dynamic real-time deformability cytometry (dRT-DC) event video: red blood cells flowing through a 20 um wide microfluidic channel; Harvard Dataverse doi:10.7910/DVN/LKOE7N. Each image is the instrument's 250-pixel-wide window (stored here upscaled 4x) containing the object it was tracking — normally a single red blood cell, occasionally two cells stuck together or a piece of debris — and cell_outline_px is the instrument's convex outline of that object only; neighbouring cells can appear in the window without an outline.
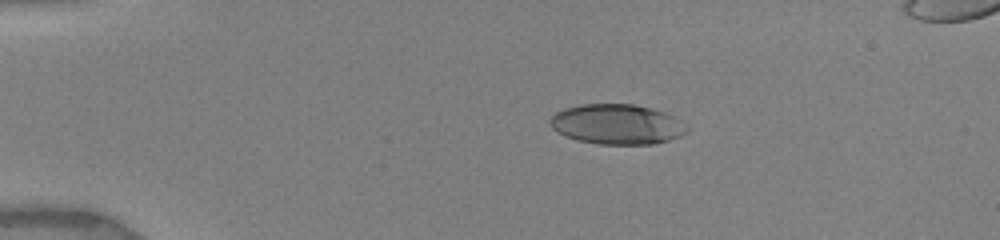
{"species": "human", "species_latin": "Homo sapiens", "temperature_condition": "warm", "stored_images_in_passage": 20, "camera_frame_rate_fps": 3000, "um_per_image_px": 0.085, "donor": {"sex": "female"}, "frame": {"image": 1, "passage_image": 4, "time_ms": 3.333, "image_size_px": [1000, 240], "cell_outline_px": [[688, 132], [680, 136], [668, 140], [652, 144], [596, 144], [576, 140], [564, 136], [556, 132], [548, 124], [548, 120], [556, 112], [564, 108], [580, 104], [632, 104], [664, 112], [676, 116], [688, 128]], "centroid_in_image_um": [52.4, 10.57], "position_along_channel_um": 32.6, "area_um2": 32.19}}
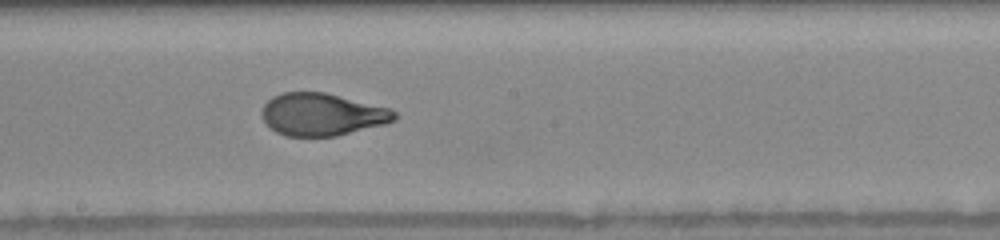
{"frame": {"image": 2, "passage_image": 15, "time_ms": 9.667, "image_size_px": [1000, 240], "cell_outline_px": [[396, 120], [384, 124], [336, 136], [284, 136], [276, 132], [264, 120], [260, 112], [264, 104], [272, 96], [280, 92], [324, 92], [392, 108], [396, 112]], "centroid_in_image_um": [27.37, 9.72], "position_along_channel_um": 220.8, "area_um2": 32.89}}